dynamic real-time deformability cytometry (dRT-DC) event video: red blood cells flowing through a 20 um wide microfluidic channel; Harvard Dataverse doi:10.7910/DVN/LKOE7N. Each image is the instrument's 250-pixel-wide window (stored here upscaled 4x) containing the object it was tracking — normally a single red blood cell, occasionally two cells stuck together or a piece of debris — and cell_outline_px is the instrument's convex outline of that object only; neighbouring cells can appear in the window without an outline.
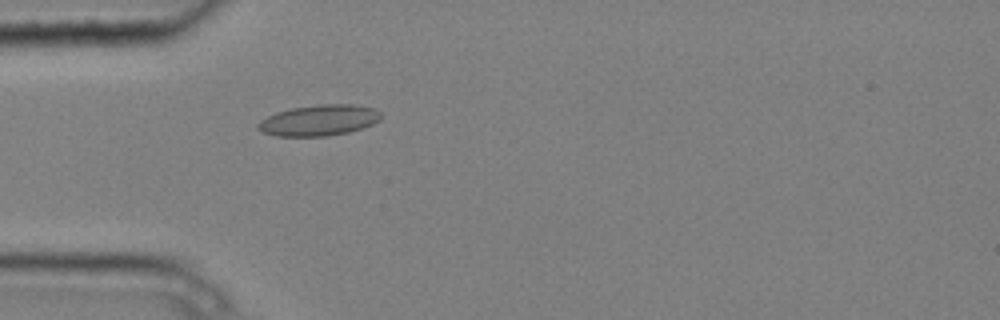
{"species": "common noctule bat (a hibernating species)", "species_latin": "Nyctalus noctula", "temperature_condition": "cold", "stored_images_in_passage": 4, "camera_frame_rate_fps": 3000, "um_per_image_px": 0.085, "animal": {"sex": "male", "body_mass_g": 20.4}, "frame": {"image": 1, "passage_image": 4, "time_ms": 1.0, "image_size_px": [1000, 320], "cell_outline_px": [[380, 120], [372, 124], [348, 132], [328, 136], [276, 136], [264, 132], [256, 128], [256, 124], [260, 120], [276, 112], [292, 108], [320, 104], [352, 104], [372, 108], [380, 112]], "centroid_in_image_um": [27.08, 10.22], "position_along_channel_um": 57.9, "area_um2": 22.02}}